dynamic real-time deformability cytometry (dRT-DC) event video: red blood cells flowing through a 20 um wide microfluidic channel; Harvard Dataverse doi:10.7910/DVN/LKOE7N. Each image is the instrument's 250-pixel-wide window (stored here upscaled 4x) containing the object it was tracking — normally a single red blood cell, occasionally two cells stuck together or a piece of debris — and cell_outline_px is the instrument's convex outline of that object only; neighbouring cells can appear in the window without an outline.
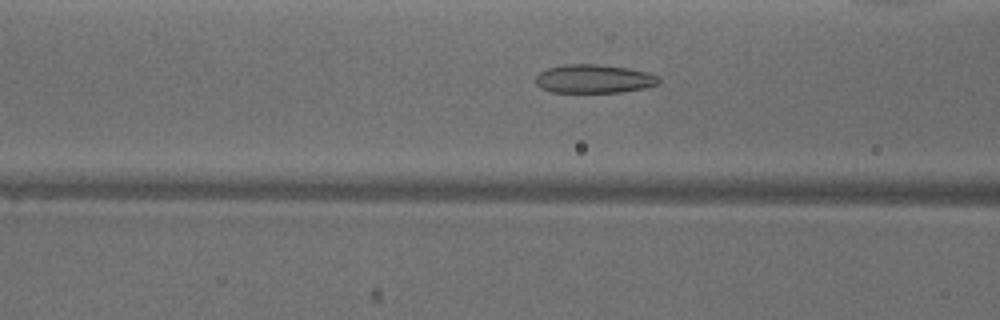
{"species": "common noctule bat (a hibernating species)", "species_latin": "Nyctalus noctula", "temperature_condition": "warm", "stored_images_in_passage": 49, "camera_frame_rate_fps": 3000, "um_per_image_px": 0.085, "animal": {"sex": "male", "body_mass_g": 18.8}, "frame": {"image": 1, "passage_image": 18, "time_ms": 5.667, "image_size_px": [1000, 320], "cell_outline_px": [[660, 84], [644, 88], [620, 92], [552, 92], [540, 88], [536, 84], [536, 76], [540, 72], [548, 68], [564, 64], [596, 64], [628, 68], [648, 72], [660, 76]], "centroid_in_image_um": [50.51, 6.7], "position_along_channel_um": 116.1, "area_um2": 20.63}}
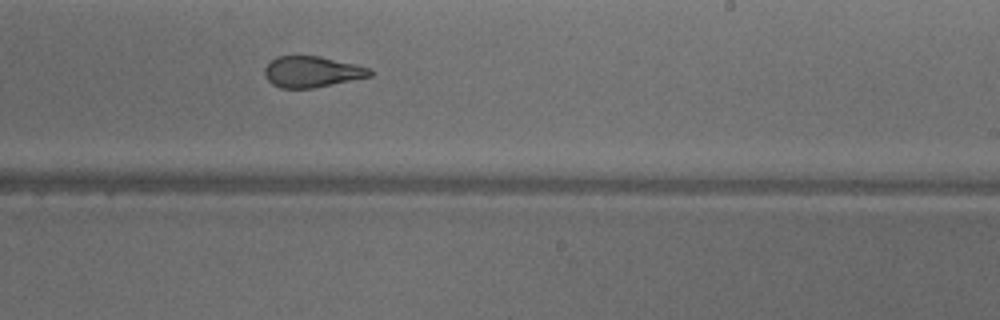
{"frame": {"image": 2, "passage_image": 29, "time_ms": 9.333, "image_size_px": [1000, 320], "cell_outline_px": [[372, 76], [312, 88], [280, 88], [272, 84], [264, 76], [264, 68], [276, 56], [320, 56], [356, 64], [368, 68], [372, 72]], "centroid_in_image_um": [26.49, 6.1], "position_along_channel_um": 262.5, "area_um2": 18.96}}
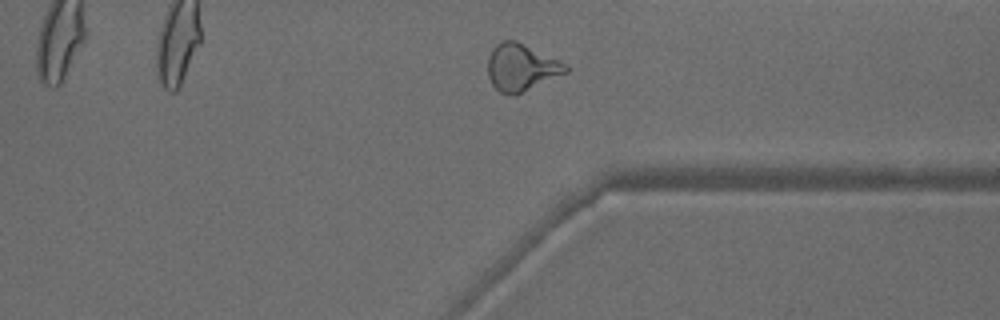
{"frame": {"image": 3, "passage_image": 37, "time_ms": 12.0, "image_size_px": [1000, 320], "cell_outline_px": [[568, 72], [516, 96], [512, 96], [500, 92], [492, 84], [488, 76], [488, 56], [492, 48], [500, 40], [516, 40], [560, 60], [568, 64]], "centroid_in_image_um": [44.31, 5.73], "position_along_channel_um": 367.1, "area_um2": 21.73}, "authors_computed_cell_mechanics": {"area_um2": 21.7906, "velocity_mm_per_s": 3.9875, "shape_relaxation_time_tau1_ms": 7.4756, "shape_relaxation_time_tau2_ms": 1.5659, "deformation_change_tau1": 0.1998, "deformation_change_tau2": 0.0931}}